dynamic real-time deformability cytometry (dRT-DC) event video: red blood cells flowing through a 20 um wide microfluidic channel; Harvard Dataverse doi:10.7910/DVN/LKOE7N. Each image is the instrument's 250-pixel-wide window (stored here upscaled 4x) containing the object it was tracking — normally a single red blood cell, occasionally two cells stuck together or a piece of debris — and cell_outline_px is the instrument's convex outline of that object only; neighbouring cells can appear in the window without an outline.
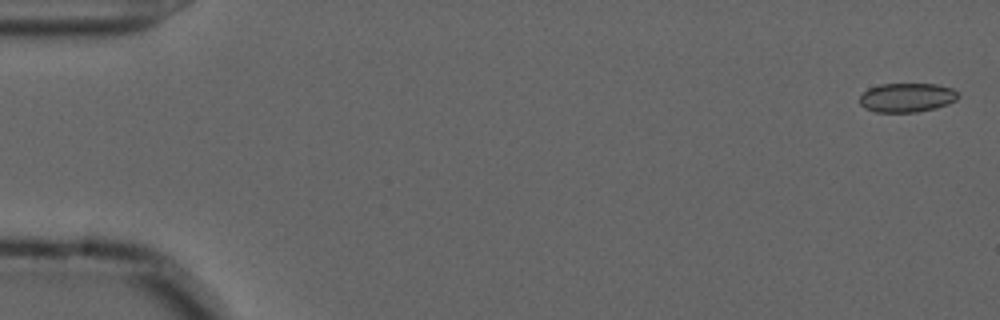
{"species": "common noctule bat (a hibernating species)", "species_latin": "Nyctalus noctula", "temperature_condition": "cold", "stored_images_in_passage": 56, "camera_frame_rate_fps": 3000, "um_per_image_px": 0.085, "animal": {"sex": "male", "forearm_length_mm": 52.5}, "frame": {"image": 1, "passage_image": 2, "time_ms": 0.333, "image_size_px": [1000, 320], "cell_outline_px": [[960, 96], [956, 100], [948, 104], [936, 108], [916, 112], [876, 112], [864, 108], [860, 104], [860, 96], [868, 88], [880, 84], [936, 84], [952, 88]], "centroid_in_image_um": [77.08, 8.29], "position_along_channel_um": 7.9, "area_um2": 16.76}}
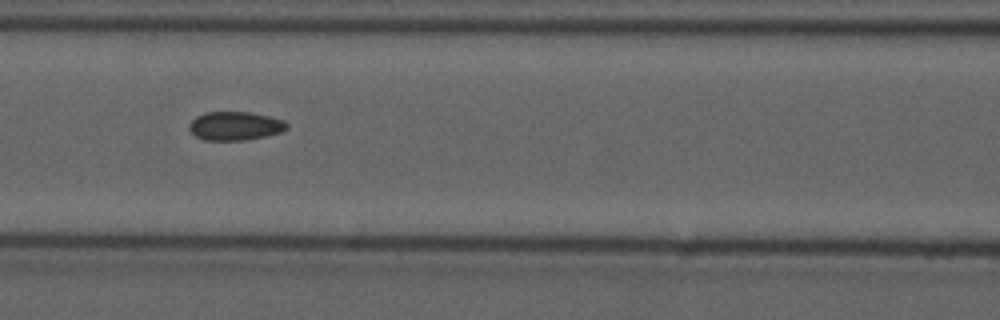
{"frame": {"image": 2, "passage_image": 25, "time_ms": 8.0, "image_size_px": [1000, 320], "cell_outline_px": [[288, 128], [280, 132], [268, 136], [248, 140], [204, 140], [196, 136], [188, 128], [188, 124], [196, 116], [204, 112], [248, 112], [268, 116], [284, 120], [288, 124]], "centroid_in_image_um": [19.98, 10.71], "position_along_channel_um": 146.6, "area_um2": 16.42}}
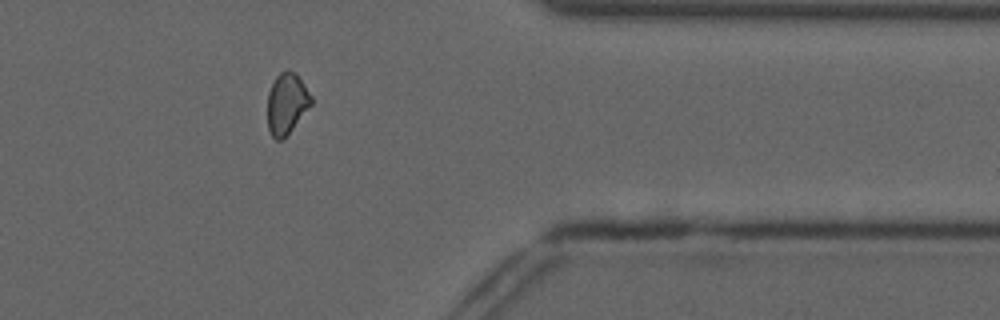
{"frame": {"image": 3, "passage_image": 46, "time_ms": 15.0, "image_size_px": [1000, 320], "cell_outline_px": [[312, 104], [292, 128], [280, 140], [276, 140], [272, 136], [268, 128], [268, 92], [276, 76], [280, 72], [288, 68], [304, 84], [312, 96]], "centroid_in_image_um": [24.36, 8.78], "position_along_channel_um": 387.0, "area_um2": 15.2}, "authors_computed_cell_mechanics": {"area_um2": 16.5597, "velocity_mm_per_s": 3.6676, "shape_relaxation_time_tau1_ms": null, "shape_relaxation_time_tau2_ms": 2.9083, "deformation_change_tau1": null, "deformation_change_tau2": 0.0618}}